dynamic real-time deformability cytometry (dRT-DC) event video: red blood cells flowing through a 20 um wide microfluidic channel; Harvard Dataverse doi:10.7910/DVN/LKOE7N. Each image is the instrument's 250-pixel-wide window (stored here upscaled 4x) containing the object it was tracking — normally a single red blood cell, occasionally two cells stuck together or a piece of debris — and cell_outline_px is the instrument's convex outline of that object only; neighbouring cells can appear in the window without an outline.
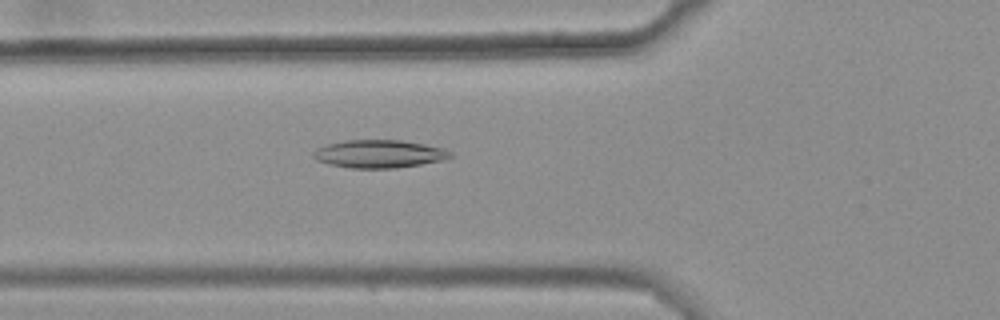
{"species": "common noctule bat (a hibernating species)", "species_latin": "Nyctalus noctula", "temperature_condition": "warm", "stored_images_in_passage": 50, "camera_frame_rate_fps": 3000, "um_per_image_px": 0.085, "animal": {"sex": "female", "body_mass_g": 25.1}, "frame": {"image": 1, "passage_image": 20, "time_ms": 6.333, "image_size_px": [1000, 320], "cell_outline_px": [[452, 156], [440, 160], [420, 164], [396, 168], [352, 168], [332, 164], [316, 160], [312, 156], [312, 152], [316, 148], [328, 144], [344, 140], [400, 140], [424, 144], [444, 148], [452, 152]], "centroid_in_image_um": [32.2, 13.07], "position_along_channel_um": 93.6, "area_um2": 22.14}}
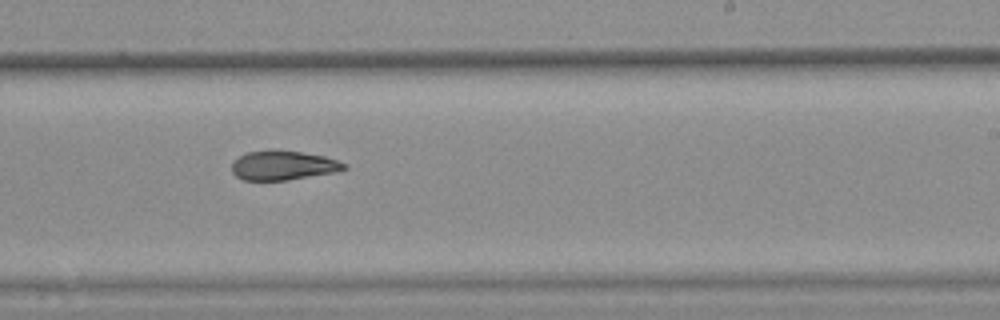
{"frame": {"image": 2, "passage_image": 34, "time_ms": 11.0, "image_size_px": [1000, 320], "cell_outline_px": [[348, 168], [336, 172], [288, 180], [244, 180], [236, 176], [232, 172], [232, 164], [240, 156], [248, 152], [300, 152], [324, 156], [348, 164]], "centroid_in_image_um": [24.12, 14.1], "position_along_channel_um": 264.9, "area_um2": 18.61}}
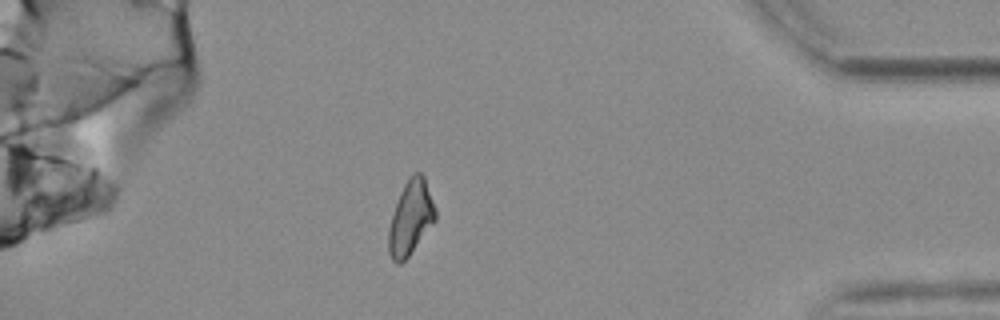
{"frame": {"image": 3, "passage_image": 48, "time_ms": 15.667, "image_size_px": [1000, 320], "cell_outline_px": [[436, 220], [408, 256], [400, 264], [396, 264], [392, 260], [388, 252], [388, 228], [400, 192], [408, 176], [412, 172], [420, 172], [424, 176], [436, 208]], "centroid_in_image_um": [34.9, 18.49], "position_along_channel_um": 400.3, "area_um2": 20.29}, "authors_computed_cell_mechanics": {"area_um2": 20.4612, "velocity_mm_per_s": 3.6691, "shape_relaxation_time_tau1_ms": null, "shape_relaxation_time_tau2_ms": 4.9203, "deformation_change_tau1": null, "deformation_change_tau2": 0.111}}